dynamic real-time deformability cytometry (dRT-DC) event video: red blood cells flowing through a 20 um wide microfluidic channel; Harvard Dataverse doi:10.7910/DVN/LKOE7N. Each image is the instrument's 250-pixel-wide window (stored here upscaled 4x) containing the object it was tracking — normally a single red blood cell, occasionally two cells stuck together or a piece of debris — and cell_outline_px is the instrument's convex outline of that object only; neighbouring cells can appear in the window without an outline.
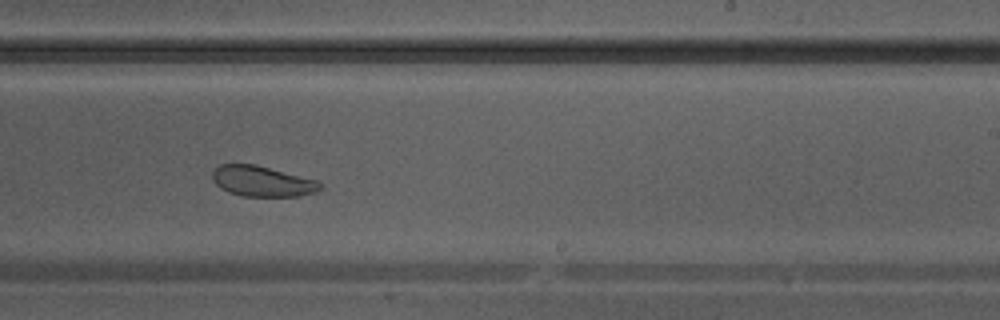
{"species": "Egyptian fruit bat (a non-hibernating species)", "species_latin": "Rousettus aegyptiacus", "temperature_condition": "warm", "stored_images_in_passage": 36, "camera_frame_rate_fps": 3000, "um_per_image_px": 0.085, "animal": {"sex": "male"}, "frame": {"image": 1, "passage_image": 21, "time_ms": 6.667, "image_size_px": [1000, 320], "cell_outline_px": [[324, 188], [316, 192], [300, 196], [240, 196], [228, 192], [220, 188], [212, 180], [212, 172], [220, 164], [256, 164], [316, 180], [324, 184]], "centroid_in_image_um": [22.3, 15.41], "position_along_channel_um": 266.7, "area_um2": 19.36}}